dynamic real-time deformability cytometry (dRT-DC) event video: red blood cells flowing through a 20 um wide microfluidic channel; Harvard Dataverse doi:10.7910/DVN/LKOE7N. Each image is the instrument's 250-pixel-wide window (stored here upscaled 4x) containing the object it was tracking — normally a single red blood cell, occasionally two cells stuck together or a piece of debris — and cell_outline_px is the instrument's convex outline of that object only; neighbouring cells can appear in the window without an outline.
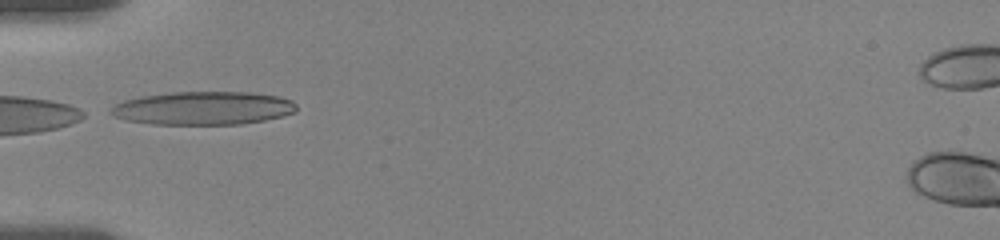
{"species": "human", "species_latin": "Homo sapiens", "temperature_condition": "room temperature", "stored_images_in_passage": 7, "camera_frame_rate_fps": 3000, "um_per_image_px": 0.085, "donor": {"sex": "female"}, "frame": {"image": 1, "passage_image": 1, "time_ms": 0.0, "image_size_px": [1000, 240], "cell_outline_px": [[296, 112], [264, 120], [240, 124], [152, 124], [124, 120], [112, 116], [108, 112], [116, 104], [124, 100], [140, 96], [172, 92], [252, 92], [280, 96], [292, 100], [296, 104]], "centroid_in_image_um": [17.25, 9.19], "position_along_channel_um": 67.7, "area_um2": 36.18}}
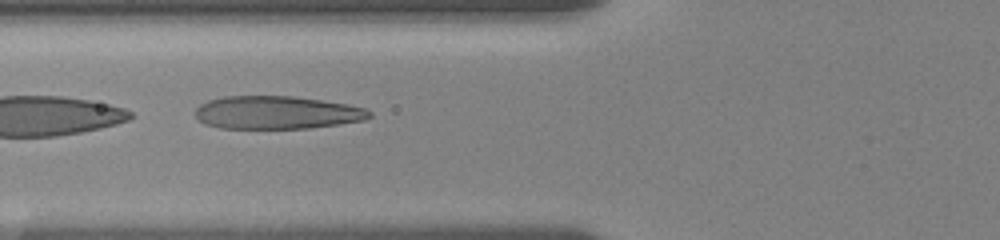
{"frame": {"image": 2, "passage_image": 3, "time_ms": 1.0, "image_size_px": [1000, 240], "cell_outline_px": [[372, 116], [364, 120], [340, 124], [308, 128], [220, 128], [204, 124], [196, 116], [196, 108], [200, 104], [208, 100], [224, 96], [292, 96], [348, 104], [364, 108], [372, 112]], "centroid_in_image_um": [23.53, 9.56], "position_along_channel_um": 102.3, "area_um2": 33.47}}
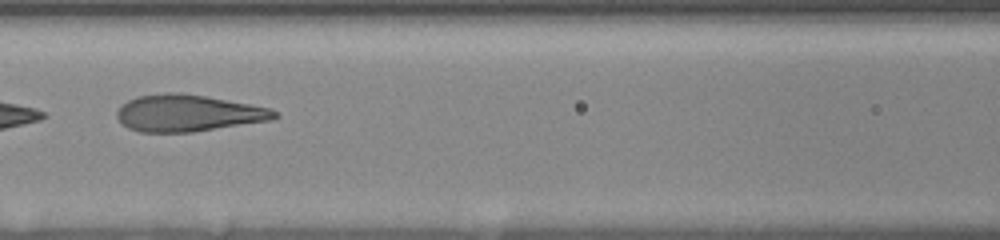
{"frame": {"image": 3, "passage_image": 5, "time_ms": 2.333, "image_size_px": [1000, 240], "cell_outline_px": [[280, 116], [272, 120], [192, 132], [140, 132], [128, 128], [116, 116], [116, 112], [128, 100], [136, 96], [168, 92], [180, 92], [204, 96], [272, 108]], "centroid_in_image_um": [16.0, 9.61], "position_along_channel_um": 150.6, "area_um2": 33.64}}